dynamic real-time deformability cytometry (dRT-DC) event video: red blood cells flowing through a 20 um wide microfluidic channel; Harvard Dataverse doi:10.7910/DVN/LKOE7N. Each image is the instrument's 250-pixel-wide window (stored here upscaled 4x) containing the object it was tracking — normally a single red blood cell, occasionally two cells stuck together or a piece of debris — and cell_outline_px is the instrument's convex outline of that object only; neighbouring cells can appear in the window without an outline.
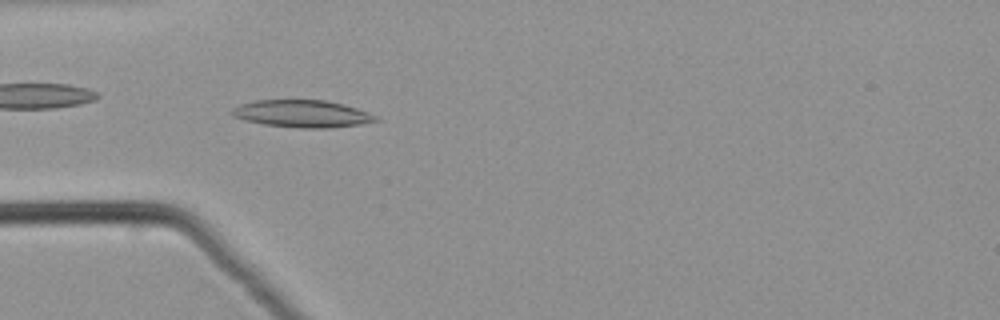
{"species": "common noctule bat (a hibernating species)", "species_latin": "Nyctalus noctula", "temperature_condition": "warm", "stored_images_in_passage": 49, "camera_frame_rate_fps": 3000, "um_per_image_px": 0.085, "animal": {"sex": "male", "body_mass_g": 21.5, "forearm_length_mm": 52.0}, "frame": {"image": 1, "passage_image": 14, "time_ms": 4.333, "image_size_px": [1000, 320], "cell_outline_px": [[380, 120], [360, 124], [328, 128], [300, 128], [264, 124], [232, 116], [232, 108], [240, 104], [256, 100], [324, 100], [344, 104], [368, 112], [376, 116]], "centroid_in_image_um": [25.7, 9.66], "position_along_channel_um": 59.3, "area_um2": 22.66}}
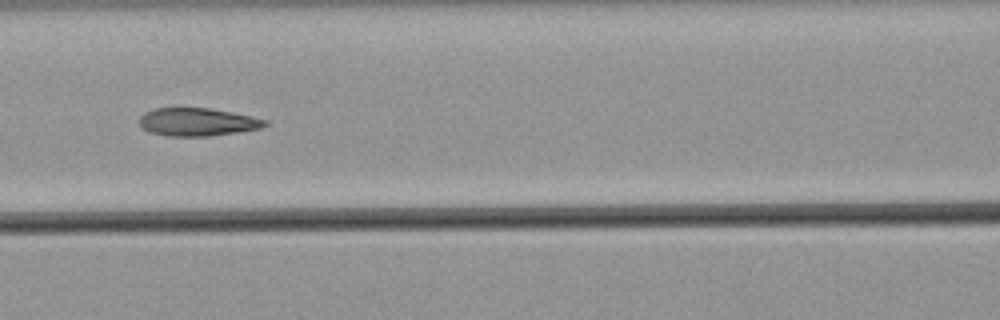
{"frame": {"image": 2, "passage_image": 21, "time_ms": 6.667, "image_size_px": [1000, 320], "cell_outline_px": [[268, 124], [260, 128], [236, 132], [208, 136], [172, 136], [148, 132], [140, 124], [140, 116], [144, 112], [156, 108], [208, 108], [232, 112], [268, 120]], "centroid_in_image_um": [16.77, 10.36], "position_along_channel_um": 149.8, "area_um2": 20.29}}
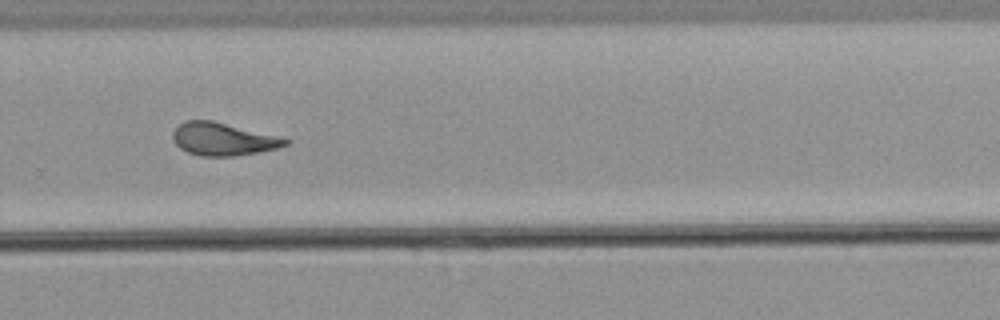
{"frame": {"image": 3, "passage_image": 33, "time_ms": 10.667, "image_size_px": [1000, 320], "cell_outline_px": [[288, 144], [276, 148], [256, 152], [232, 156], [200, 156], [188, 152], [180, 148], [176, 144], [172, 136], [172, 132], [184, 120], [212, 120], [288, 140]], "centroid_in_image_um": [18.85, 11.83], "position_along_channel_um": 311.0, "area_um2": 20.81}}